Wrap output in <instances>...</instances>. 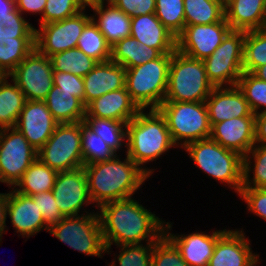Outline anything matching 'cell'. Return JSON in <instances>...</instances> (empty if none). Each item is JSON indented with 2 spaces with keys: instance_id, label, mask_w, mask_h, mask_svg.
<instances>
[{
  "instance_id": "obj_43",
  "label": "cell",
  "mask_w": 266,
  "mask_h": 266,
  "mask_svg": "<svg viewBox=\"0 0 266 266\" xmlns=\"http://www.w3.org/2000/svg\"><path fill=\"white\" fill-rule=\"evenodd\" d=\"M151 266H189L174 243L163 234L153 243Z\"/></svg>"
},
{
  "instance_id": "obj_40",
  "label": "cell",
  "mask_w": 266,
  "mask_h": 266,
  "mask_svg": "<svg viewBox=\"0 0 266 266\" xmlns=\"http://www.w3.org/2000/svg\"><path fill=\"white\" fill-rule=\"evenodd\" d=\"M156 17L176 37L185 27L183 0H156Z\"/></svg>"
},
{
  "instance_id": "obj_22",
  "label": "cell",
  "mask_w": 266,
  "mask_h": 266,
  "mask_svg": "<svg viewBox=\"0 0 266 266\" xmlns=\"http://www.w3.org/2000/svg\"><path fill=\"white\" fill-rule=\"evenodd\" d=\"M141 109L132 100L126 87L105 93L86 106L85 117L114 119L128 123Z\"/></svg>"
},
{
  "instance_id": "obj_47",
  "label": "cell",
  "mask_w": 266,
  "mask_h": 266,
  "mask_svg": "<svg viewBox=\"0 0 266 266\" xmlns=\"http://www.w3.org/2000/svg\"><path fill=\"white\" fill-rule=\"evenodd\" d=\"M53 83L60 87V90L74 93V96L79 98L85 105V91L83 78L72 73L54 71Z\"/></svg>"
},
{
  "instance_id": "obj_13",
  "label": "cell",
  "mask_w": 266,
  "mask_h": 266,
  "mask_svg": "<svg viewBox=\"0 0 266 266\" xmlns=\"http://www.w3.org/2000/svg\"><path fill=\"white\" fill-rule=\"evenodd\" d=\"M53 68L50 57L36 48L9 75L26 100L44 101L52 89Z\"/></svg>"
},
{
  "instance_id": "obj_56",
  "label": "cell",
  "mask_w": 266,
  "mask_h": 266,
  "mask_svg": "<svg viewBox=\"0 0 266 266\" xmlns=\"http://www.w3.org/2000/svg\"><path fill=\"white\" fill-rule=\"evenodd\" d=\"M112 0H96V5L99 3H110Z\"/></svg>"
},
{
  "instance_id": "obj_31",
  "label": "cell",
  "mask_w": 266,
  "mask_h": 266,
  "mask_svg": "<svg viewBox=\"0 0 266 266\" xmlns=\"http://www.w3.org/2000/svg\"><path fill=\"white\" fill-rule=\"evenodd\" d=\"M84 123L116 154L122 150L123 146L127 148V123L125 121L85 117Z\"/></svg>"
},
{
  "instance_id": "obj_33",
  "label": "cell",
  "mask_w": 266,
  "mask_h": 266,
  "mask_svg": "<svg viewBox=\"0 0 266 266\" xmlns=\"http://www.w3.org/2000/svg\"><path fill=\"white\" fill-rule=\"evenodd\" d=\"M242 188H266V144H255L243 157Z\"/></svg>"
},
{
  "instance_id": "obj_39",
  "label": "cell",
  "mask_w": 266,
  "mask_h": 266,
  "mask_svg": "<svg viewBox=\"0 0 266 266\" xmlns=\"http://www.w3.org/2000/svg\"><path fill=\"white\" fill-rule=\"evenodd\" d=\"M237 86L243 92L254 114L266 111V81L251 72H243Z\"/></svg>"
},
{
  "instance_id": "obj_55",
  "label": "cell",
  "mask_w": 266,
  "mask_h": 266,
  "mask_svg": "<svg viewBox=\"0 0 266 266\" xmlns=\"http://www.w3.org/2000/svg\"><path fill=\"white\" fill-rule=\"evenodd\" d=\"M9 78V74H7L3 69L0 68V85Z\"/></svg>"
},
{
  "instance_id": "obj_24",
  "label": "cell",
  "mask_w": 266,
  "mask_h": 266,
  "mask_svg": "<svg viewBox=\"0 0 266 266\" xmlns=\"http://www.w3.org/2000/svg\"><path fill=\"white\" fill-rule=\"evenodd\" d=\"M139 43L158 49L162 54L176 50V36L156 17L155 13L131 17V34Z\"/></svg>"
},
{
  "instance_id": "obj_26",
  "label": "cell",
  "mask_w": 266,
  "mask_h": 266,
  "mask_svg": "<svg viewBox=\"0 0 266 266\" xmlns=\"http://www.w3.org/2000/svg\"><path fill=\"white\" fill-rule=\"evenodd\" d=\"M94 14L92 21L97 25L101 33L112 47L131 34V17L110 3H99L89 7Z\"/></svg>"
},
{
  "instance_id": "obj_44",
  "label": "cell",
  "mask_w": 266,
  "mask_h": 266,
  "mask_svg": "<svg viewBox=\"0 0 266 266\" xmlns=\"http://www.w3.org/2000/svg\"><path fill=\"white\" fill-rule=\"evenodd\" d=\"M85 9L78 0H47L40 25L61 21Z\"/></svg>"
},
{
  "instance_id": "obj_4",
  "label": "cell",
  "mask_w": 266,
  "mask_h": 266,
  "mask_svg": "<svg viewBox=\"0 0 266 266\" xmlns=\"http://www.w3.org/2000/svg\"><path fill=\"white\" fill-rule=\"evenodd\" d=\"M183 150L200 170L239 195L243 186V156L211 138L191 142Z\"/></svg>"
},
{
  "instance_id": "obj_8",
  "label": "cell",
  "mask_w": 266,
  "mask_h": 266,
  "mask_svg": "<svg viewBox=\"0 0 266 266\" xmlns=\"http://www.w3.org/2000/svg\"><path fill=\"white\" fill-rule=\"evenodd\" d=\"M81 136L82 121L58 123L52 136L37 151V157L57 172L81 168L84 166Z\"/></svg>"
},
{
  "instance_id": "obj_32",
  "label": "cell",
  "mask_w": 266,
  "mask_h": 266,
  "mask_svg": "<svg viewBox=\"0 0 266 266\" xmlns=\"http://www.w3.org/2000/svg\"><path fill=\"white\" fill-rule=\"evenodd\" d=\"M185 25L212 24L225 17L222 0H183Z\"/></svg>"
},
{
  "instance_id": "obj_9",
  "label": "cell",
  "mask_w": 266,
  "mask_h": 266,
  "mask_svg": "<svg viewBox=\"0 0 266 266\" xmlns=\"http://www.w3.org/2000/svg\"><path fill=\"white\" fill-rule=\"evenodd\" d=\"M48 232L79 253L102 258L105 244L98 213L64 217L49 227Z\"/></svg>"
},
{
  "instance_id": "obj_18",
  "label": "cell",
  "mask_w": 266,
  "mask_h": 266,
  "mask_svg": "<svg viewBox=\"0 0 266 266\" xmlns=\"http://www.w3.org/2000/svg\"><path fill=\"white\" fill-rule=\"evenodd\" d=\"M173 223L165 222L164 234L180 251L182 259L189 266H208L218 238L227 230H213L208 232H192L190 234H172Z\"/></svg>"
},
{
  "instance_id": "obj_34",
  "label": "cell",
  "mask_w": 266,
  "mask_h": 266,
  "mask_svg": "<svg viewBox=\"0 0 266 266\" xmlns=\"http://www.w3.org/2000/svg\"><path fill=\"white\" fill-rule=\"evenodd\" d=\"M35 49V38H0V68L11 74Z\"/></svg>"
},
{
  "instance_id": "obj_52",
  "label": "cell",
  "mask_w": 266,
  "mask_h": 266,
  "mask_svg": "<svg viewBox=\"0 0 266 266\" xmlns=\"http://www.w3.org/2000/svg\"><path fill=\"white\" fill-rule=\"evenodd\" d=\"M15 7V0H0V13L11 12Z\"/></svg>"
},
{
  "instance_id": "obj_17",
  "label": "cell",
  "mask_w": 266,
  "mask_h": 266,
  "mask_svg": "<svg viewBox=\"0 0 266 266\" xmlns=\"http://www.w3.org/2000/svg\"><path fill=\"white\" fill-rule=\"evenodd\" d=\"M57 124L45 101L26 100L15 128L38 151L52 136Z\"/></svg>"
},
{
  "instance_id": "obj_53",
  "label": "cell",
  "mask_w": 266,
  "mask_h": 266,
  "mask_svg": "<svg viewBox=\"0 0 266 266\" xmlns=\"http://www.w3.org/2000/svg\"><path fill=\"white\" fill-rule=\"evenodd\" d=\"M253 74L259 79L266 81V64L258 67Z\"/></svg>"
},
{
  "instance_id": "obj_48",
  "label": "cell",
  "mask_w": 266,
  "mask_h": 266,
  "mask_svg": "<svg viewBox=\"0 0 266 266\" xmlns=\"http://www.w3.org/2000/svg\"><path fill=\"white\" fill-rule=\"evenodd\" d=\"M111 3L130 17L155 13L156 0H112Z\"/></svg>"
},
{
  "instance_id": "obj_28",
  "label": "cell",
  "mask_w": 266,
  "mask_h": 266,
  "mask_svg": "<svg viewBox=\"0 0 266 266\" xmlns=\"http://www.w3.org/2000/svg\"><path fill=\"white\" fill-rule=\"evenodd\" d=\"M162 53L155 48L139 43L132 36L125 37L111 47V61L132 68L159 58Z\"/></svg>"
},
{
  "instance_id": "obj_50",
  "label": "cell",
  "mask_w": 266,
  "mask_h": 266,
  "mask_svg": "<svg viewBox=\"0 0 266 266\" xmlns=\"http://www.w3.org/2000/svg\"><path fill=\"white\" fill-rule=\"evenodd\" d=\"M255 144H266V111L255 114Z\"/></svg>"
},
{
  "instance_id": "obj_41",
  "label": "cell",
  "mask_w": 266,
  "mask_h": 266,
  "mask_svg": "<svg viewBox=\"0 0 266 266\" xmlns=\"http://www.w3.org/2000/svg\"><path fill=\"white\" fill-rule=\"evenodd\" d=\"M0 38H35V27L15 7L0 13Z\"/></svg>"
},
{
  "instance_id": "obj_37",
  "label": "cell",
  "mask_w": 266,
  "mask_h": 266,
  "mask_svg": "<svg viewBox=\"0 0 266 266\" xmlns=\"http://www.w3.org/2000/svg\"><path fill=\"white\" fill-rule=\"evenodd\" d=\"M266 64V28L245 32L243 71L253 73Z\"/></svg>"
},
{
  "instance_id": "obj_45",
  "label": "cell",
  "mask_w": 266,
  "mask_h": 266,
  "mask_svg": "<svg viewBox=\"0 0 266 266\" xmlns=\"http://www.w3.org/2000/svg\"><path fill=\"white\" fill-rule=\"evenodd\" d=\"M43 215L45 224L50 227L60 222L64 216L62 215L58 205L56 204L54 195L51 190L31 196Z\"/></svg>"
},
{
  "instance_id": "obj_11",
  "label": "cell",
  "mask_w": 266,
  "mask_h": 266,
  "mask_svg": "<svg viewBox=\"0 0 266 266\" xmlns=\"http://www.w3.org/2000/svg\"><path fill=\"white\" fill-rule=\"evenodd\" d=\"M36 158L37 150L15 127L0 129V183L14 188Z\"/></svg>"
},
{
  "instance_id": "obj_49",
  "label": "cell",
  "mask_w": 266,
  "mask_h": 266,
  "mask_svg": "<svg viewBox=\"0 0 266 266\" xmlns=\"http://www.w3.org/2000/svg\"><path fill=\"white\" fill-rule=\"evenodd\" d=\"M46 2L47 0H15V5L22 15L27 12V14H39L42 17Z\"/></svg>"
},
{
  "instance_id": "obj_21",
  "label": "cell",
  "mask_w": 266,
  "mask_h": 266,
  "mask_svg": "<svg viewBox=\"0 0 266 266\" xmlns=\"http://www.w3.org/2000/svg\"><path fill=\"white\" fill-rule=\"evenodd\" d=\"M205 104L211 127L231 118L255 116L237 85L214 87Z\"/></svg>"
},
{
  "instance_id": "obj_19",
  "label": "cell",
  "mask_w": 266,
  "mask_h": 266,
  "mask_svg": "<svg viewBox=\"0 0 266 266\" xmlns=\"http://www.w3.org/2000/svg\"><path fill=\"white\" fill-rule=\"evenodd\" d=\"M7 216L15 232L23 238L33 237L41 230L48 232L49 227L32 197L19 193L14 188L7 192Z\"/></svg>"
},
{
  "instance_id": "obj_25",
  "label": "cell",
  "mask_w": 266,
  "mask_h": 266,
  "mask_svg": "<svg viewBox=\"0 0 266 266\" xmlns=\"http://www.w3.org/2000/svg\"><path fill=\"white\" fill-rule=\"evenodd\" d=\"M224 10L232 30L247 32L266 28V0H227Z\"/></svg>"
},
{
  "instance_id": "obj_7",
  "label": "cell",
  "mask_w": 266,
  "mask_h": 266,
  "mask_svg": "<svg viewBox=\"0 0 266 266\" xmlns=\"http://www.w3.org/2000/svg\"><path fill=\"white\" fill-rule=\"evenodd\" d=\"M157 110L165 118L174 144H187L210 138L211 125L205 102L164 101Z\"/></svg>"
},
{
  "instance_id": "obj_1",
  "label": "cell",
  "mask_w": 266,
  "mask_h": 266,
  "mask_svg": "<svg viewBox=\"0 0 266 266\" xmlns=\"http://www.w3.org/2000/svg\"><path fill=\"white\" fill-rule=\"evenodd\" d=\"M105 254L112 245L154 243L164 234L165 220L133 197L104 203L98 208Z\"/></svg>"
},
{
  "instance_id": "obj_23",
  "label": "cell",
  "mask_w": 266,
  "mask_h": 266,
  "mask_svg": "<svg viewBox=\"0 0 266 266\" xmlns=\"http://www.w3.org/2000/svg\"><path fill=\"white\" fill-rule=\"evenodd\" d=\"M126 68L113 61L97 63L83 77L85 91V106L105 93L125 88Z\"/></svg>"
},
{
  "instance_id": "obj_15",
  "label": "cell",
  "mask_w": 266,
  "mask_h": 266,
  "mask_svg": "<svg viewBox=\"0 0 266 266\" xmlns=\"http://www.w3.org/2000/svg\"><path fill=\"white\" fill-rule=\"evenodd\" d=\"M231 30L225 17L212 24L185 25L176 37V50L203 61L214 52Z\"/></svg>"
},
{
  "instance_id": "obj_51",
  "label": "cell",
  "mask_w": 266,
  "mask_h": 266,
  "mask_svg": "<svg viewBox=\"0 0 266 266\" xmlns=\"http://www.w3.org/2000/svg\"><path fill=\"white\" fill-rule=\"evenodd\" d=\"M7 219V193H0V243L3 234L8 231L6 225Z\"/></svg>"
},
{
  "instance_id": "obj_20",
  "label": "cell",
  "mask_w": 266,
  "mask_h": 266,
  "mask_svg": "<svg viewBox=\"0 0 266 266\" xmlns=\"http://www.w3.org/2000/svg\"><path fill=\"white\" fill-rule=\"evenodd\" d=\"M210 138L244 157L255 145V116L231 118L215 123L211 127Z\"/></svg>"
},
{
  "instance_id": "obj_35",
  "label": "cell",
  "mask_w": 266,
  "mask_h": 266,
  "mask_svg": "<svg viewBox=\"0 0 266 266\" xmlns=\"http://www.w3.org/2000/svg\"><path fill=\"white\" fill-rule=\"evenodd\" d=\"M50 60L54 71L69 72L82 78L98 63L77 47L54 54Z\"/></svg>"
},
{
  "instance_id": "obj_5",
  "label": "cell",
  "mask_w": 266,
  "mask_h": 266,
  "mask_svg": "<svg viewBox=\"0 0 266 266\" xmlns=\"http://www.w3.org/2000/svg\"><path fill=\"white\" fill-rule=\"evenodd\" d=\"M213 88L202 60L172 53L164 101L205 102Z\"/></svg>"
},
{
  "instance_id": "obj_12",
  "label": "cell",
  "mask_w": 266,
  "mask_h": 266,
  "mask_svg": "<svg viewBox=\"0 0 266 266\" xmlns=\"http://www.w3.org/2000/svg\"><path fill=\"white\" fill-rule=\"evenodd\" d=\"M86 8L74 16L35 28V48L47 57L76 48L78 39L91 15Z\"/></svg>"
},
{
  "instance_id": "obj_38",
  "label": "cell",
  "mask_w": 266,
  "mask_h": 266,
  "mask_svg": "<svg viewBox=\"0 0 266 266\" xmlns=\"http://www.w3.org/2000/svg\"><path fill=\"white\" fill-rule=\"evenodd\" d=\"M81 148L83 164L89 165L113 158L116 153L82 121Z\"/></svg>"
},
{
  "instance_id": "obj_54",
  "label": "cell",
  "mask_w": 266,
  "mask_h": 266,
  "mask_svg": "<svg viewBox=\"0 0 266 266\" xmlns=\"http://www.w3.org/2000/svg\"><path fill=\"white\" fill-rule=\"evenodd\" d=\"M80 4L88 10L89 7L96 5V0H78Z\"/></svg>"
},
{
  "instance_id": "obj_30",
  "label": "cell",
  "mask_w": 266,
  "mask_h": 266,
  "mask_svg": "<svg viewBox=\"0 0 266 266\" xmlns=\"http://www.w3.org/2000/svg\"><path fill=\"white\" fill-rule=\"evenodd\" d=\"M8 79L0 85V129L15 127L26 101L17 84Z\"/></svg>"
},
{
  "instance_id": "obj_29",
  "label": "cell",
  "mask_w": 266,
  "mask_h": 266,
  "mask_svg": "<svg viewBox=\"0 0 266 266\" xmlns=\"http://www.w3.org/2000/svg\"><path fill=\"white\" fill-rule=\"evenodd\" d=\"M58 172L45 165L38 157L23 173L14 189L28 196H34L53 189Z\"/></svg>"
},
{
  "instance_id": "obj_14",
  "label": "cell",
  "mask_w": 266,
  "mask_h": 266,
  "mask_svg": "<svg viewBox=\"0 0 266 266\" xmlns=\"http://www.w3.org/2000/svg\"><path fill=\"white\" fill-rule=\"evenodd\" d=\"M51 191L64 217L98 213L94 210L88 212L87 209H83L85 206L87 208L88 204H93L88 191L87 175L84 167L58 172ZM81 212L83 213L80 214Z\"/></svg>"
},
{
  "instance_id": "obj_10",
  "label": "cell",
  "mask_w": 266,
  "mask_h": 266,
  "mask_svg": "<svg viewBox=\"0 0 266 266\" xmlns=\"http://www.w3.org/2000/svg\"><path fill=\"white\" fill-rule=\"evenodd\" d=\"M245 31L231 30L214 52L203 60L214 87L235 86L243 71Z\"/></svg>"
},
{
  "instance_id": "obj_2",
  "label": "cell",
  "mask_w": 266,
  "mask_h": 266,
  "mask_svg": "<svg viewBox=\"0 0 266 266\" xmlns=\"http://www.w3.org/2000/svg\"><path fill=\"white\" fill-rule=\"evenodd\" d=\"M125 156L122 160L120 154H116L109 160L83 166L89 195L97 209L104 203L133 197L150 177L127 154Z\"/></svg>"
},
{
  "instance_id": "obj_46",
  "label": "cell",
  "mask_w": 266,
  "mask_h": 266,
  "mask_svg": "<svg viewBox=\"0 0 266 266\" xmlns=\"http://www.w3.org/2000/svg\"><path fill=\"white\" fill-rule=\"evenodd\" d=\"M239 196L247 211L266 221V188H241Z\"/></svg>"
},
{
  "instance_id": "obj_16",
  "label": "cell",
  "mask_w": 266,
  "mask_h": 266,
  "mask_svg": "<svg viewBox=\"0 0 266 266\" xmlns=\"http://www.w3.org/2000/svg\"><path fill=\"white\" fill-rule=\"evenodd\" d=\"M242 229H227L217 240L208 266H256L260 256L253 253Z\"/></svg>"
},
{
  "instance_id": "obj_3",
  "label": "cell",
  "mask_w": 266,
  "mask_h": 266,
  "mask_svg": "<svg viewBox=\"0 0 266 266\" xmlns=\"http://www.w3.org/2000/svg\"><path fill=\"white\" fill-rule=\"evenodd\" d=\"M141 110L127 123V150L129 158L149 176L155 168L145 166L154 162L170 149L178 147L174 144L165 118L157 109ZM169 150V151H168Z\"/></svg>"
},
{
  "instance_id": "obj_36",
  "label": "cell",
  "mask_w": 266,
  "mask_h": 266,
  "mask_svg": "<svg viewBox=\"0 0 266 266\" xmlns=\"http://www.w3.org/2000/svg\"><path fill=\"white\" fill-rule=\"evenodd\" d=\"M76 47L98 63L111 59V46L92 19L83 29Z\"/></svg>"
},
{
  "instance_id": "obj_42",
  "label": "cell",
  "mask_w": 266,
  "mask_h": 266,
  "mask_svg": "<svg viewBox=\"0 0 266 266\" xmlns=\"http://www.w3.org/2000/svg\"><path fill=\"white\" fill-rule=\"evenodd\" d=\"M119 245V254L117 257L118 266H151L153 243ZM116 257L109 266H116Z\"/></svg>"
},
{
  "instance_id": "obj_27",
  "label": "cell",
  "mask_w": 266,
  "mask_h": 266,
  "mask_svg": "<svg viewBox=\"0 0 266 266\" xmlns=\"http://www.w3.org/2000/svg\"><path fill=\"white\" fill-rule=\"evenodd\" d=\"M44 101L58 123H76L85 119L86 106L74 93L53 85Z\"/></svg>"
},
{
  "instance_id": "obj_6",
  "label": "cell",
  "mask_w": 266,
  "mask_h": 266,
  "mask_svg": "<svg viewBox=\"0 0 266 266\" xmlns=\"http://www.w3.org/2000/svg\"><path fill=\"white\" fill-rule=\"evenodd\" d=\"M172 53L132 68H126L125 87L141 110L157 109L163 102L168 86Z\"/></svg>"
}]
</instances>
